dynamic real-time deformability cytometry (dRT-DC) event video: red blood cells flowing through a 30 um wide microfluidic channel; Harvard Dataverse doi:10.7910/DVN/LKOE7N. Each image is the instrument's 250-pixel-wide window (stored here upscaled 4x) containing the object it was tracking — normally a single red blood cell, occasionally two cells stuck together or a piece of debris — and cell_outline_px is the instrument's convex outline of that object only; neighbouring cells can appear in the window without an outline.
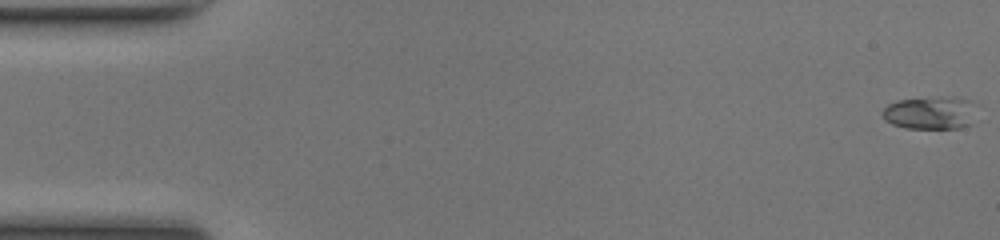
{"species": "common noctule bat (a hibernating species)", "species_latin": "Nyctalus noctula", "temperature_condition": "room temperature", "stored_images_in_passage": 50, "camera_frame_rate_fps": 3000, "um_per_image_px": 0.085, "animal": {"sex": "female", "body_mass_g": 17.0, "forearm_length_mm": 48.0}, "frame": {"image": 1, "passage_image": 1, "time_ms": 0.0, "image_size_px": [1000, 240], "cell_outline_px": [[972, 124], [960, 128], [904, 128], [892, 124], [884, 120], [880, 112], [888, 104], [896, 100], [968, 100]], "centroid_in_image_um": [78.89, 9.68], "position_along_channel_um": 6.1, "area_um2": 16.65}}
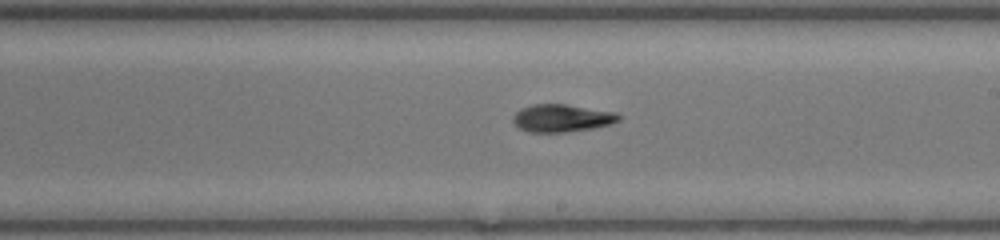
{"frame": {"image": 2, "passage_image": 29, "time_ms": 9.333, "image_size_px": [1000, 240], "cell_outline_px": [[620, 120], [608, 124], [592, 128], [564, 132], [528, 132], [520, 128], [512, 120], [512, 116], [520, 108], [532, 104], [564, 104], [616, 112], [620, 116]], "centroid_in_image_um": [47.72, 10.03], "position_along_channel_um": 241.3, "area_um2": 16.88}}
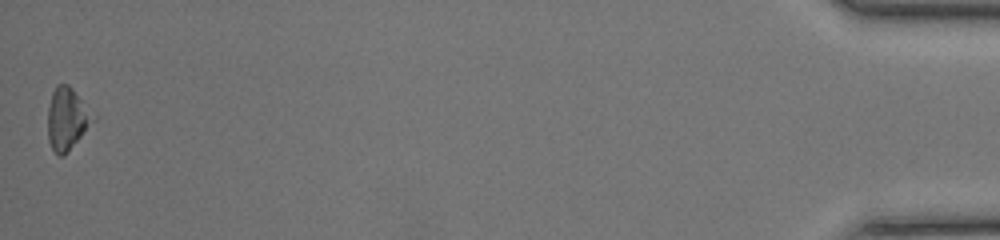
{"frame": {"image": 3, "passage_image": 50, "time_ms": 16.333, "image_size_px": [1000, 240], "cell_outline_px": [[96, 120], [64, 156], [60, 156], [52, 148], [48, 140], [48, 108], [52, 92], [56, 84], [68, 84], [72, 88], [96, 116]], "centroid_in_image_um": [5.72, 10.09], "position_along_channel_um": 429.5, "area_um2": 16.47}, "authors_computed_cell_mechanics": {"area_um2": 16.4441, "velocity_mm_per_s": 4.1766, "shape_relaxation_time_tau1_ms": 2.5962, "shape_relaxation_time_tau2_ms": 10.0881, "deformation_change_tau1": 0.1168, "deformation_change_tau2": 0.1707}}